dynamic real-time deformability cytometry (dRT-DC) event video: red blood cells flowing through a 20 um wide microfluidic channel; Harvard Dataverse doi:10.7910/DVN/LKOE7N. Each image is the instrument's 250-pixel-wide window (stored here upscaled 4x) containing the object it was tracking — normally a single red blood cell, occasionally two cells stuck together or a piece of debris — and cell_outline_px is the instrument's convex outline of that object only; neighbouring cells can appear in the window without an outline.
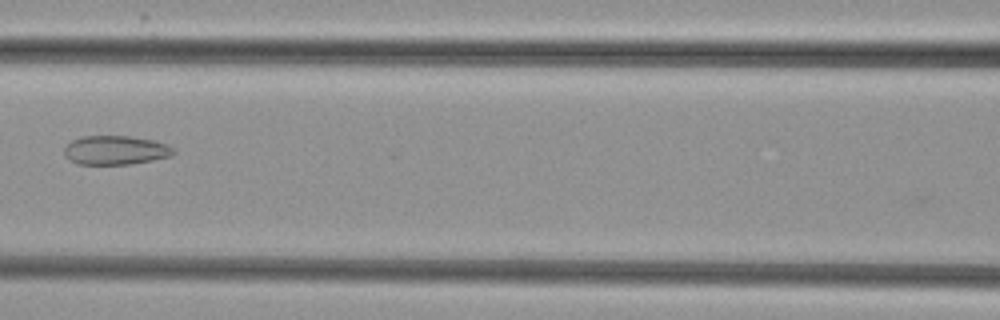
{"species": "common noctule bat (a hibernating species)", "species_latin": "Nyctalus noctula", "temperature_condition": "cold", "stored_images_in_passage": 6, "camera_frame_rate_fps": 3000, "um_per_image_px": 0.085, "animal": {"sex": "female", "body_mass_g": 29.2, "forearm_length_mm": 56.3}, "frame": {"image": 1, "passage_image": 5, "time_ms": 7.667, "image_size_px": [1000, 320], "cell_outline_px": [[176, 152], [172, 156], [152, 160], [128, 164], [76, 164], [68, 160], [64, 156], [64, 148], [72, 140], [84, 136], [128, 136], [152, 140], [168, 144], [176, 148]], "centroid_in_image_um": [9.83, 12.77], "position_along_channel_um": 156.8, "area_um2": 18.61}}
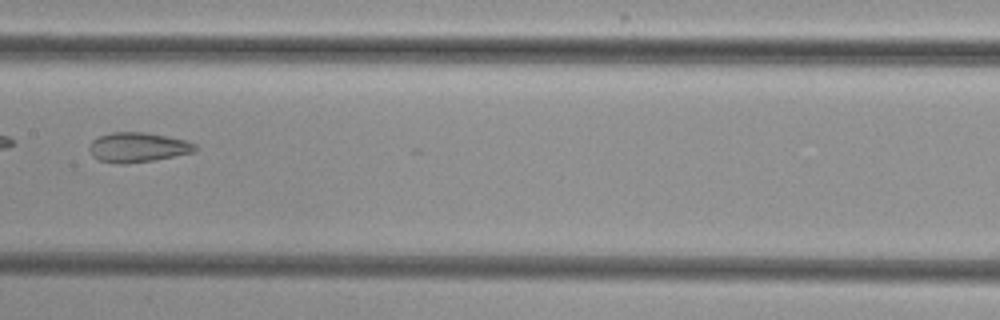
{"frame": {"image": 2, "passage_image": 6, "time_ms": 8.667, "image_size_px": [1000, 320], "cell_outline_px": [[196, 152], [152, 160], [124, 164], [120, 164], [100, 160], [92, 156], [88, 148], [92, 140], [100, 136], [112, 132], [144, 132], [184, 140], [196, 144]], "centroid_in_image_um": [11.69, 12.52], "position_along_channel_um": 195.7, "area_um2": 18.15}}